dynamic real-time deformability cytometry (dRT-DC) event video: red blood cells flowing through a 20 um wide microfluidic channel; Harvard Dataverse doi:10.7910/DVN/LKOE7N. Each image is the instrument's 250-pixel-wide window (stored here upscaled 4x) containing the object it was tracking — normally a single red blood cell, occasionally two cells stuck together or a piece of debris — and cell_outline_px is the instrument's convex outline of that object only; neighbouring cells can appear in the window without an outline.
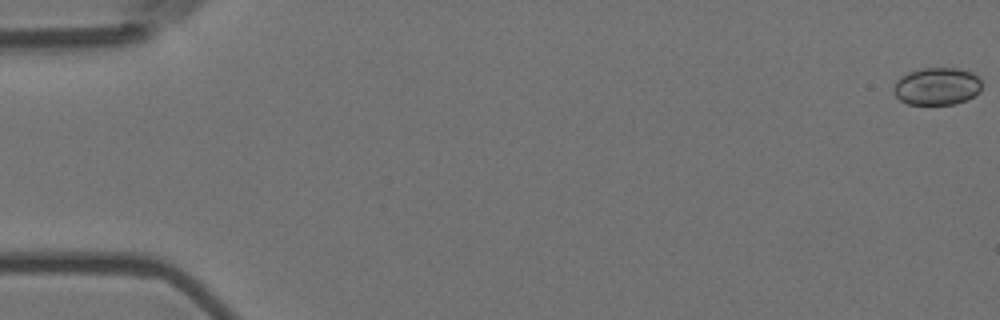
{"species": "Egyptian fruit bat (a non-hibernating species)", "species_latin": "Rousettus aegyptiacus", "temperature_condition": "room temperature", "stored_images_in_passage": 6, "camera_frame_rate_fps": 3000, "um_per_image_px": 0.085, "animal": {"sex": "female"}, "frame": {"image": 1, "passage_image": 1, "time_ms": 0.0, "image_size_px": [1000, 320], "cell_outline_px": [[980, 92], [956, 104], [908, 104], [900, 100], [892, 92], [892, 88], [896, 80], [900, 76], [908, 72], [920, 68], [956, 68], [972, 72], [980, 76]], "centroid_in_image_um": [79.6, 7.32], "position_along_channel_um": 5.4, "area_um2": 19.42}}
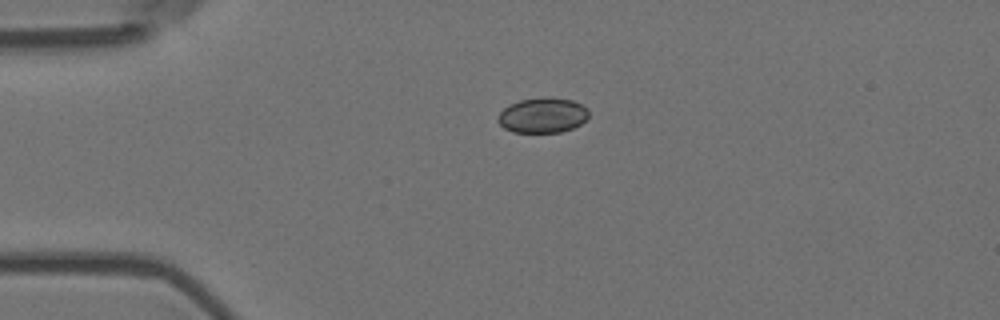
{"frame": {"image": 2, "passage_image": 4, "time_ms": 1.0, "image_size_px": [1000, 320], "cell_outline_px": [[588, 116], [580, 124], [572, 128], [560, 132], [512, 132], [504, 128], [496, 120], [496, 116], [508, 104], [520, 100], [572, 100], [588, 108]], "centroid_in_image_um": [46.07, 9.85], "position_along_channel_um": 38.9, "area_um2": 17.98}}
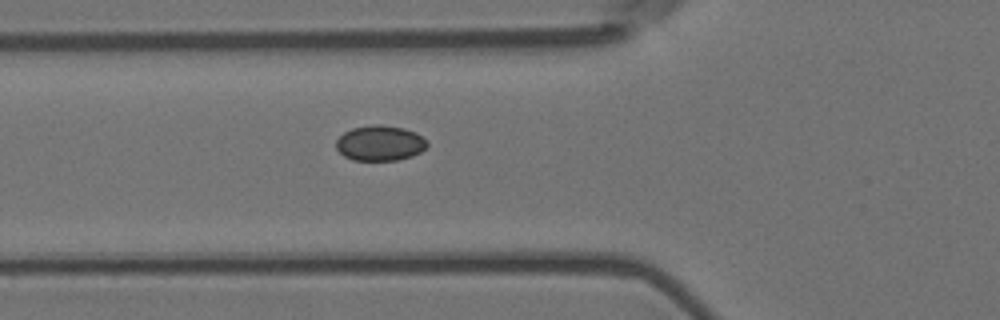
{"frame": {"image": 3, "passage_image": 6, "time_ms": 1.667, "image_size_px": [1000, 320], "cell_outline_px": [[428, 144], [420, 152], [412, 156], [396, 160], [352, 160], [344, 156], [336, 148], [336, 140], [344, 132], [352, 128], [372, 124], [380, 124], [404, 128], [416, 132], [428, 140]], "centroid_in_image_um": [32.3, 12.15], "position_along_channel_um": 93.5, "area_um2": 18.84}}